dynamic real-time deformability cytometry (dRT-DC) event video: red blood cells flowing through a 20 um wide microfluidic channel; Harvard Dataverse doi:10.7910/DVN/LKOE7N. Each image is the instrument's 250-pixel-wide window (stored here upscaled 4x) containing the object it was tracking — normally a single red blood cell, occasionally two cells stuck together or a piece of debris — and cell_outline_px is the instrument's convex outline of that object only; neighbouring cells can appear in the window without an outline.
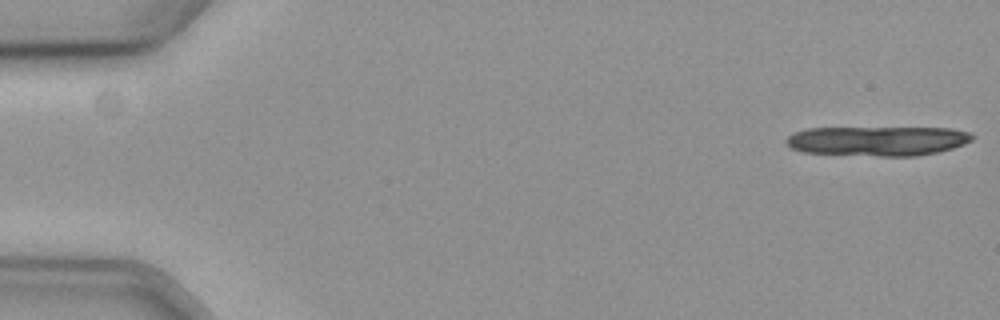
{"species": "common noctule bat (a hibernating species)", "species_latin": "Nyctalus noctula", "temperature_condition": "cold", "stored_images_in_passage": 13, "camera_frame_rate_fps": 3000, "um_per_image_px": 0.085, "animal": {"sex": "female", "body_mass_g": 19.3, "forearm_length_mm": 54.1}, "frame": {"image": 1, "passage_image": 1, "time_ms": 0.0, "image_size_px": [1000, 320], "cell_outline_px": [[976, 136], [972, 140], [964, 144], [952, 148], [936, 152], [912, 156], [880, 156], [804, 152], [792, 148], [784, 140], [792, 132], [808, 128], [952, 128], [972, 132]], "centroid_in_image_um": [74.62, 11.96], "position_along_channel_um": 10.4, "area_um2": 32.14}}